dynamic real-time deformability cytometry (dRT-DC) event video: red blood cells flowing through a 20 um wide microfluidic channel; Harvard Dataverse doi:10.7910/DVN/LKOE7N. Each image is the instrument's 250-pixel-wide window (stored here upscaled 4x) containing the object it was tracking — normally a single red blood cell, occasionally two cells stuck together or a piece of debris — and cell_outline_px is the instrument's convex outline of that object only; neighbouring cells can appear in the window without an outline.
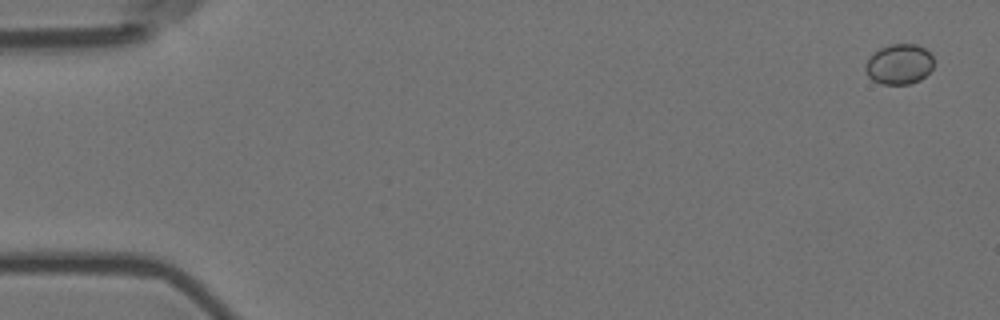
{"species": "Egyptian fruit bat (a non-hibernating species)", "species_latin": "Rousettus aegyptiacus", "temperature_condition": "room temperature", "stored_images_in_passage": 6, "camera_frame_rate_fps": 3000, "um_per_image_px": 0.085, "animal": {"sex": "female"}, "frame": {"image": 1, "passage_image": 1, "time_ms": 0.0, "image_size_px": [1000, 320], "cell_outline_px": [[932, 68], [920, 80], [908, 84], [880, 84], [872, 80], [868, 76], [864, 68], [864, 64], [868, 56], [880, 48], [888, 44], [916, 44], [924, 48], [932, 56]], "centroid_in_image_um": [76.37, 5.45], "position_along_channel_um": 8.6, "area_um2": 16.13}}